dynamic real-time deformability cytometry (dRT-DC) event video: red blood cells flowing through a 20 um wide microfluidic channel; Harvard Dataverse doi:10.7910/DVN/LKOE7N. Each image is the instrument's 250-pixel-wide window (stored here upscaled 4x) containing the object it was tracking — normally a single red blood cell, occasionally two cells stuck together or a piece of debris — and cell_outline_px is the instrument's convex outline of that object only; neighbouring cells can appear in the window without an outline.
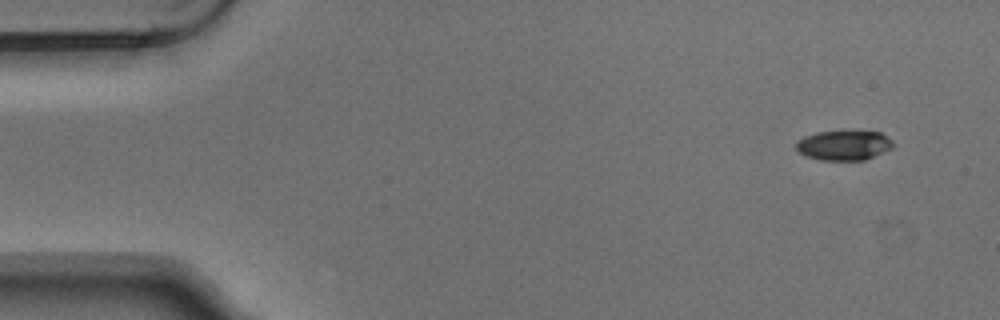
{"species": "Egyptian fruit bat (a non-hibernating species)", "species_latin": "Rousettus aegyptiacus", "temperature_condition": "warm", "stored_images_in_passage": 4, "camera_frame_rate_fps": 3000, "um_per_image_px": 0.085, "animal": {"sex": "male"}, "frame": {"image": 1, "passage_image": 1, "time_ms": 0.0, "image_size_px": [1000, 320], "cell_outline_px": [[892, 148], [864, 160], [820, 160], [804, 156], [796, 148], [796, 140], [804, 136], [816, 132], [880, 132], [888, 136], [892, 140]], "centroid_in_image_um": [71.69, 12.36], "position_along_channel_um": 13.3, "area_um2": 16.7}}
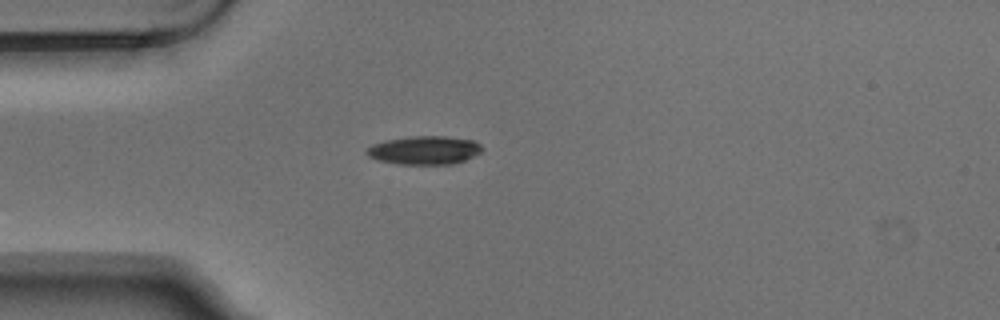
{"frame": {"image": 2, "passage_image": 4, "time_ms": 1.0, "image_size_px": [1000, 320], "cell_outline_px": [[484, 148], [480, 152], [464, 160], [452, 164], [400, 164], [376, 160], [368, 156], [364, 152], [372, 144], [384, 140], [408, 136], [444, 136], [476, 140]], "centroid_in_image_um": [36.05, 12.75], "position_along_channel_um": 48.9, "area_um2": 19.31}}